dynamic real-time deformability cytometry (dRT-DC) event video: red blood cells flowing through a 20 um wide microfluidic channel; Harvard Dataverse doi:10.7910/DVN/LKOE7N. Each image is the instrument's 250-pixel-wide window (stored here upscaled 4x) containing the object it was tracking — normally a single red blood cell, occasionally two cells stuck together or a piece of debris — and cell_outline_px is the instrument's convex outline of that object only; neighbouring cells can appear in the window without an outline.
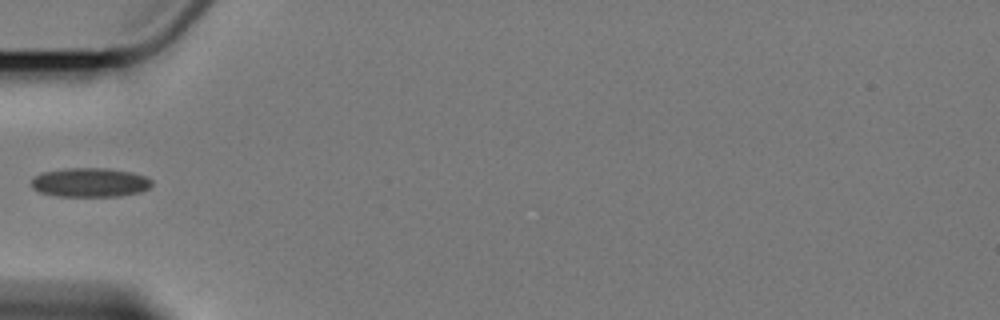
{"species": "Egyptian fruit bat (a non-hibernating species)", "species_latin": "Rousettus aegyptiacus", "temperature_condition": "cold", "stored_images_in_passage": 9, "segment_of_instrument_passage": [2, 2], "camera_frame_rate_fps": 3000, "um_per_image_px": 0.085, "animal": {"sex": "female"}, "frame": {"image": 1, "passage_image": 6, "time_ms": 6.0, "image_size_px": [1000, 320], "cell_outline_px": [[152, 184], [148, 188], [140, 192], [120, 196], [56, 196], [40, 192], [32, 188], [32, 180], [36, 176], [44, 172], [68, 168], [108, 168], [132, 172], [144, 176], [152, 180]], "centroid_in_image_um": [7.67, 15.51], "position_along_channel_um": 77.3, "area_um2": 20.35}}
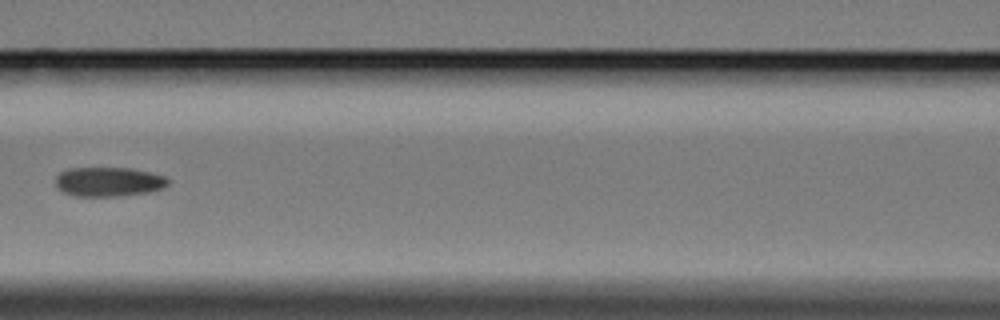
{"frame": {"image": 2, "passage_image": 8, "time_ms": 8.333, "image_size_px": [1000, 320], "cell_outline_px": [[172, 180], [164, 188], [148, 192], [116, 196], [76, 196], [64, 192], [56, 184], [56, 176], [60, 172], [68, 168], [132, 168], [152, 172], [168, 176]], "centroid_in_image_um": [9.31, 15.43], "position_along_channel_um": 157.3, "area_um2": 19.42}}
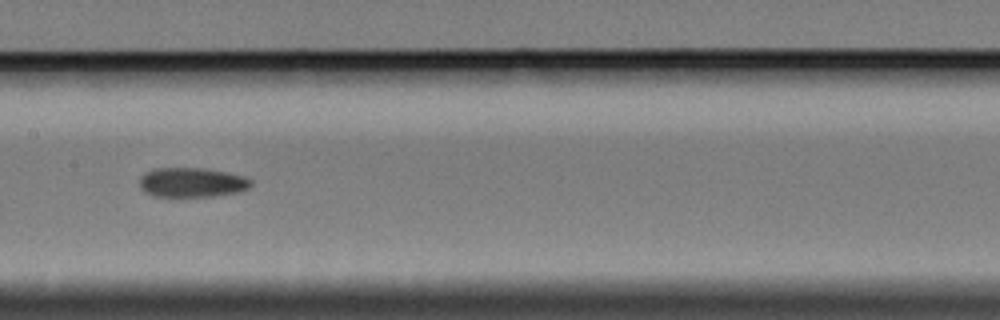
{"frame": {"image": 3, "passage_image": 9, "time_ms": 9.333, "image_size_px": [1000, 320], "cell_outline_px": [[252, 184], [248, 188], [236, 192], [212, 196], [152, 196], [144, 192], [140, 188], [140, 176], [144, 172], [156, 168], [204, 168], [244, 176], [252, 180]], "centroid_in_image_um": [16.27, 15.5], "position_along_channel_um": 191.1, "area_um2": 19.13}}